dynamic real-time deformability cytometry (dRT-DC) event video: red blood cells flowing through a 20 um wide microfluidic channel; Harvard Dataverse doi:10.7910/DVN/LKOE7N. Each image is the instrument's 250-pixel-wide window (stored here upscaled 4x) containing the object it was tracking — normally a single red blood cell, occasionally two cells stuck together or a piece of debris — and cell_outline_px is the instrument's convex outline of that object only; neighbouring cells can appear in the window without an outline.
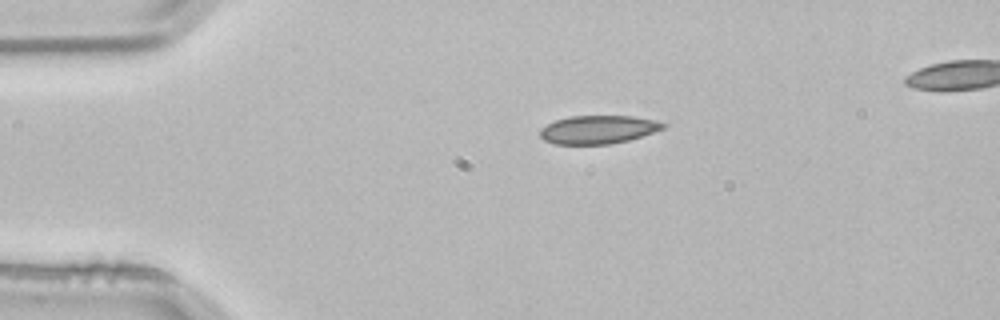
{"species": "common noctule bat (a hibernating species)", "species_latin": "Nyctalus noctula", "temperature_condition": "room temperature", "stored_images_in_passage": 3, "camera_frame_rate_fps": 3000, "um_per_image_px": 0.085, "animal": {"sex": "male", "body_mass_g": 21.5, "forearm_length_mm": 52.0}, "frame": {"image": 1, "passage_image": 1, "time_ms": 0.0, "image_size_px": [1000, 320], "cell_outline_px": [[668, 124], [664, 128], [628, 140], [608, 144], [556, 144], [544, 140], [540, 136], [540, 128], [556, 120], [568, 116], [632, 116], [656, 120]], "centroid_in_image_um": [50.83, 11.0], "position_along_channel_um": 34.2, "area_um2": 20.17}}